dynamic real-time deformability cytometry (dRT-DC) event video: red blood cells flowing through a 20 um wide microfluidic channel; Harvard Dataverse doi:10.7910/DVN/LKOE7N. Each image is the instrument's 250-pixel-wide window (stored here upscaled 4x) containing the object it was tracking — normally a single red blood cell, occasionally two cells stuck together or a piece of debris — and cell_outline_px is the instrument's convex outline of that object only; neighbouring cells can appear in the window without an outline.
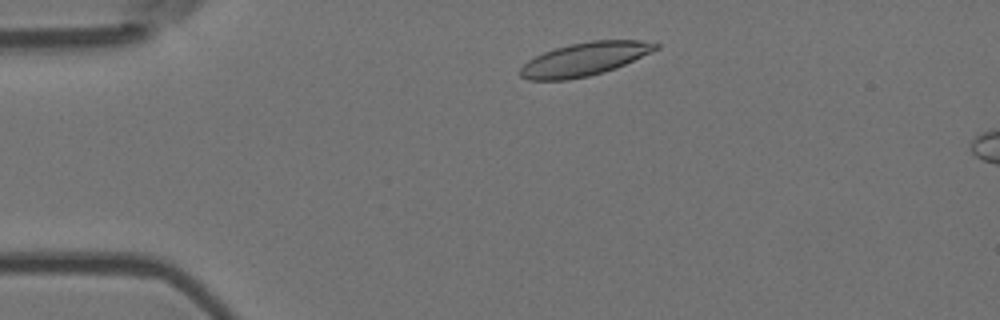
{"species": "Egyptian fruit bat (a non-hibernating species)", "species_latin": "Rousettus aegyptiacus", "temperature_condition": "room temperature", "stored_images_in_passage": 4, "segment_of_instrument_passage": [1, 2], "camera_frame_rate_fps": 3000, "um_per_image_px": 0.085, "animal": {"sex": "female"}, "frame": {"image": 1, "passage_image": 2, "time_ms": 0.333, "image_size_px": [1000, 320], "cell_outline_px": [[660, 48], [652, 52], [624, 64], [604, 72], [588, 76], [568, 80], [528, 80], [520, 76], [520, 68], [528, 60], [544, 52], [556, 48], [572, 44], [592, 40], [640, 40], [660, 44]], "centroid_in_image_um": [49.69, 5.03], "position_along_channel_um": 35.3, "area_um2": 26.07}}